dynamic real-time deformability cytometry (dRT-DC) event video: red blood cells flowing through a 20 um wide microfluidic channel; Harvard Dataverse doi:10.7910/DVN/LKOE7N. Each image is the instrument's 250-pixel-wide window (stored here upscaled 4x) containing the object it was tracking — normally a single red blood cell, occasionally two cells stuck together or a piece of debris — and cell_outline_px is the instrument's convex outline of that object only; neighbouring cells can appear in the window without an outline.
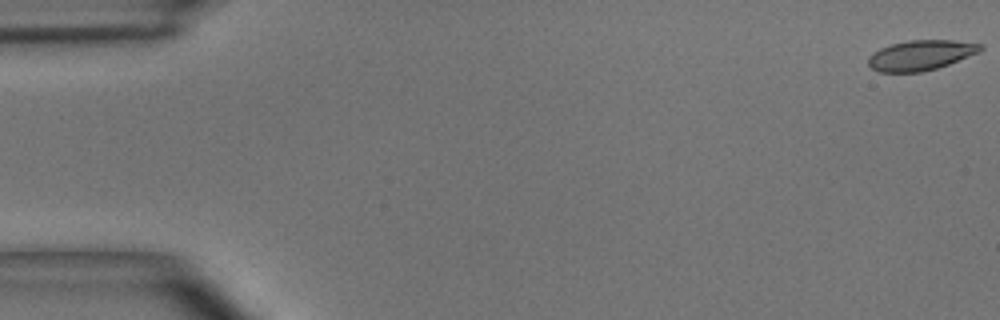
{"species": "common noctule bat (a hibernating species)", "species_latin": "Nyctalus noctula", "temperature_condition": "room temperature", "stored_images_in_passage": 8, "camera_frame_rate_fps": 3000, "um_per_image_px": 0.085, "animal": {"sex": "male", "body_mass_g": 15.6}, "frame": {"image": 1, "passage_image": 1, "time_ms": 0.0, "image_size_px": [1000, 320], "cell_outline_px": [[984, 48], [980, 52], [948, 64], [936, 68], [920, 72], [880, 72], [872, 68], [868, 64], [868, 56], [880, 48], [892, 44], [908, 40], [952, 40], [984, 44]], "centroid_in_image_um": [78.28, 4.68], "position_along_channel_um": 6.7, "area_um2": 19.65}}